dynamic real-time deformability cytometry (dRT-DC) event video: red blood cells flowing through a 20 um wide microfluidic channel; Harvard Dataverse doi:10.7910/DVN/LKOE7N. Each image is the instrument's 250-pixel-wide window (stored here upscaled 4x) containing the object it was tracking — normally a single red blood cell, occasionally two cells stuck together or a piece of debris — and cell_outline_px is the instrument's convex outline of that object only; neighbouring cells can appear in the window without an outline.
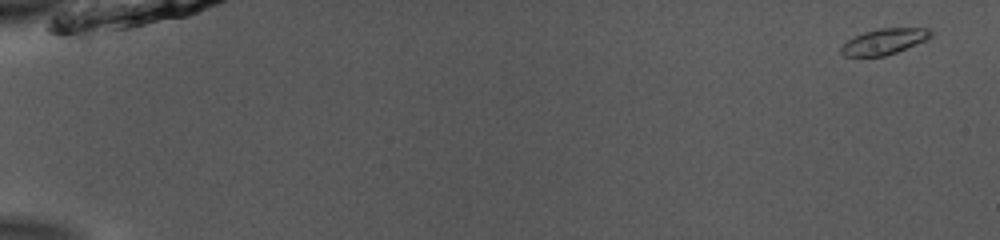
{"species": "common noctule bat (a hibernating species)", "species_latin": "Nyctalus noctula", "temperature_condition": "room temperature", "stored_images_in_passage": 52, "camera_frame_rate_fps": 3000, "um_per_image_px": 0.085, "animal": {"sex": "male", "body_mass_g": 13.0, "forearm_length_mm": 53.1}, "frame": {"image": 1, "passage_image": 1, "time_ms": 0.0, "image_size_px": [1000, 240], "cell_outline_px": [[932, 36], [924, 40], [896, 52], [884, 56], [844, 56], [840, 52], [840, 48], [848, 40], [864, 32], [880, 28], [932, 28]], "centroid_in_image_um": [75.15, 3.52], "position_along_channel_um": 9.8, "area_um2": 13.24}}
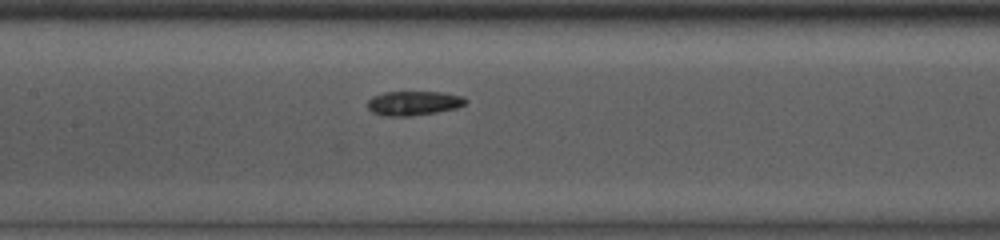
{"frame": {"image": 2, "passage_image": 26, "time_ms": 8.333, "image_size_px": [1000, 240], "cell_outline_px": [[468, 100], [464, 104], [456, 108], [436, 112], [408, 116], [380, 116], [372, 112], [368, 108], [368, 100], [372, 96], [384, 92], [444, 92], [464, 96]], "centroid_in_image_um": [35.15, 8.76], "position_along_channel_um": 172.3, "area_um2": 13.99}}
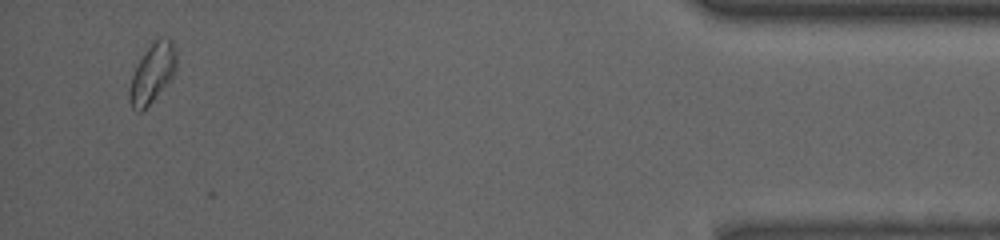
{"frame": {"image": 3, "passage_image": 50, "time_ms": 16.333, "image_size_px": [1000, 240], "cell_outline_px": [[176, 72], [152, 100], [140, 112], [136, 112], [132, 108], [128, 100], [128, 88], [132, 76], [144, 52], [160, 36], [172, 40], [176, 48]], "centroid_in_image_um": [12.94, 6.21], "position_along_channel_um": 422.3, "area_um2": 15.95}, "authors_computed_cell_mechanics": {"area_um2": 13.7275, "velocity_mm_per_s": 3.9052, "shape_relaxation_time_tau1_ms": null, "shape_relaxation_time_tau2_ms": 2.472, "deformation_change_tau1": null, "deformation_change_tau2": 0.0631}}